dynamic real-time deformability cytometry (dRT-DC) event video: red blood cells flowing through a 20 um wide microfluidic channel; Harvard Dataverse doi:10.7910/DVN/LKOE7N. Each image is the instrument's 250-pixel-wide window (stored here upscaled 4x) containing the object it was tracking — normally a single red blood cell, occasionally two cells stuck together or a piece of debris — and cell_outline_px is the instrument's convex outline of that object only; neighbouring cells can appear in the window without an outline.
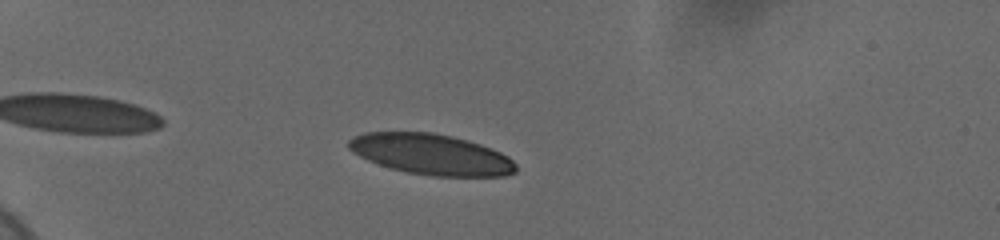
{"species": "human", "species_latin": "Homo sapiens", "temperature_condition": "cold", "stored_images_in_passage": 17, "camera_frame_rate_fps": 3000, "um_per_image_px": 0.085, "donor": {"sex": "female"}, "frame": {"image": 1, "passage_image": 11, "time_ms": 2.333, "image_size_px": [1000, 240], "cell_outline_px": [[516, 172], [504, 176], [432, 176], [408, 172], [392, 168], [368, 160], [352, 152], [348, 148], [348, 140], [352, 136], [364, 132], [432, 132], [452, 136], [468, 140], [480, 144], [500, 152], [508, 156], [516, 164]], "centroid_in_image_um": [36.64, 13.11], "position_along_channel_um": 48.4, "area_um2": 39.65}}